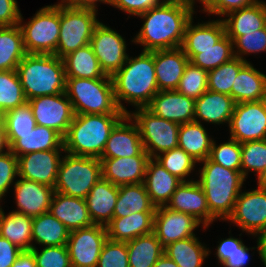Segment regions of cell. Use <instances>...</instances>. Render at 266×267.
<instances>
[{"instance_id":"1","label":"cell","mask_w":266,"mask_h":267,"mask_svg":"<svg viewBox=\"0 0 266 267\" xmlns=\"http://www.w3.org/2000/svg\"><path fill=\"white\" fill-rule=\"evenodd\" d=\"M196 3L166 2L137 16L143 22L131 42L142 51L174 49L182 46L188 22L196 14Z\"/></svg>"},{"instance_id":"2","label":"cell","mask_w":266,"mask_h":267,"mask_svg":"<svg viewBox=\"0 0 266 267\" xmlns=\"http://www.w3.org/2000/svg\"><path fill=\"white\" fill-rule=\"evenodd\" d=\"M117 105L125 114L127 104L146 108L158 93L154 66V51H141L135 57L129 56L125 64L112 76Z\"/></svg>"},{"instance_id":"3","label":"cell","mask_w":266,"mask_h":267,"mask_svg":"<svg viewBox=\"0 0 266 267\" xmlns=\"http://www.w3.org/2000/svg\"><path fill=\"white\" fill-rule=\"evenodd\" d=\"M199 163L203 166L199 168L196 180L204 191L210 213L217 220L226 221L246 179L241 172L224 168L209 158Z\"/></svg>"},{"instance_id":"4","label":"cell","mask_w":266,"mask_h":267,"mask_svg":"<svg viewBox=\"0 0 266 267\" xmlns=\"http://www.w3.org/2000/svg\"><path fill=\"white\" fill-rule=\"evenodd\" d=\"M16 72L27 101L66 90L63 60L54 54H26Z\"/></svg>"},{"instance_id":"5","label":"cell","mask_w":266,"mask_h":267,"mask_svg":"<svg viewBox=\"0 0 266 267\" xmlns=\"http://www.w3.org/2000/svg\"><path fill=\"white\" fill-rule=\"evenodd\" d=\"M125 115L75 114L64 137V150L76 156L100 158L115 125Z\"/></svg>"},{"instance_id":"6","label":"cell","mask_w":266,"mask_h":267,"mask_svg":"<svg viewBox=\"0 0 266 267\" xmlns=\"http://www.w3.org/2000/svg\"><path fill=\"white\" fill-rule=\"evenodd\" d=\"M65 93L74 114L126 115L117 105L111 76L96 79L66 77Z\"/></svg>"},{"instance_id":"7","label":"cell","mask_w":266,"mask_h":267,"mask_svg":"<svg viewBox=\"0 0 266 267\" xmlns=\"http://www.w3.org/2000/svg\"><path fill=\"white\" fill-rule=\"evenodd\" d=\"M102 178L101 161L97 157L63 154L54 191L85 199Z\"/></svg>"},{"instance_id":"8","label":"cell","mask_w":266,"mask_h":267,"mask_svg":"<svg viewBox=\"0 0 266 267\" xmlns=\"http://www.w3.org/2000/svg\"><path fill=\"white\" fill-rule=\"evenodd\" d=\"M33 15L27 23L22 14L19 20L25 52L55 54L60 31V2L46 5Z\"/></svg>"},{"instance_id":"9","label":"cell","mask_w":266,"mask_h":267,"mask_svg":"<svg viewBox=\"0 0 266 267\" xmlns=\"http://www.w3.org/2000/svg\"><path fill=\"white\" fill-rule=\"evenodd\" d=\"M97 11L75 8L60 1V31L56 48L59 58L90 43L94 29L100 23Z\"/></svg>"},{"instance_id":"10","label":"cell","mask_w":266,"mask_h":267,"mask_svg":"<svg viewBox=\"0 0 266 267\" xmlns=\"http://www.w3.org/2000/svg\"><path fill=\"white\" fill-rule=\"evenodd\" d=\"M128 115L137 125L144 150L150 158L178 147L180 124L158 117L147 108H136Z\"/></svg>"},{"instance_id":"11","label":"cell","mask_w":266,"mask_h":267,"mask_svg":"<svg viewBox=\"0 0 266 267\" xmlns=\"http://www.w3.org/2000/svg\"><path fill=\"white\" fill-rule=\"evenodd\" d=\"M227 221L245 234L261 237L266 231V185L257 184L256 189L241 191Z\"/></svg>"},{"instance_id":"12","label":"cell","mask_w":266,"mask_h":267,"mask_svg":"<svg viewBox=\"0 0 266 267\" xmlns=\"http://www.w3.org/2000/svg\"><path fill=\"white\" fill-rule=\"evenodd\" d=\"M228 128L240 144L266 139V99L236 103Z\"/></svg>"},{"instance_id":"13","label":"cell","mask_w":266,"mask_h":267,"mask_svg":"<svg viewBox=\"0 0 266 267\" xmlns=\"http://www.w3.org/2000/svg\"><path fill=\"white\" fill-rule=\"evenodd\" d=\"M125 37L100 22L94 29L90 46L105 75L113 76L126 62L129 55Z\"/></svg>"},{"instance_id":"14","label":"cell","mask_w":266,"mask_h":267,"mask_svg":"<svg viewBox=\"0 0 266 267\" xmlns=\"http://www.w3.org/2000/svg\"><path fill=\"white\" fill-rule=\"evenodd\" d=\"M107 239L106 226L103 225L93 224L70 231L66 246L72 267H97Z\"/></svg>"},{"instance_id":"15","label":"cell","mask_w":266,"mask_h":267,"mask_svg":"<svg viewBox=\"0 0 266 267\" xmlns=\"http://www.w3.org/2000/svg\"><path fill=\"white\" fill-rule=\"evenodd\" d=\"M28 103L37 125L51 128L65 137L75 115L65 92L35 97Z\"/></svg>"},{"instance_id":"16","label":"cell","mask_w":266,"mask_h":267,"mask_svg":"<svg viewBox=\"0 0 266 267\" xmlns=\"http://www.w3.org/2000/svg\"><path fill=\"white\" fill-rule=\"evenodd\" d=\"M200 225L201 223L191 215L159 206L154 214L153 233L165 247L175 241L196 236L194 231Z\"/></svg>"},{"instance_id":"17","label":"cell","mask_w":266,"mask_h":267,"mask_svg":"<svg viewBox=\"0 0 266 267\" xmlns=\"http://www.w3.org/2000/svg\"><path fill=\"white\" fill-rule=\"evenodd\" d=\"M64 153L46 150L18 156L19 177L54 188Z\"/></svg>"},{"instance_id":"18","label":"cell","mask_w":266,"mask_h":267,"mask_svg":"<svg viewBox=\"0 0 266 267\" xmlns=\"http://www.w3.org/2000/svg\"><path fill=\"white\" fill-rule=\"evenodd\" d=\"M166 207L193 216L202 224L200 227L204 230L217 221L210 213L206 196L197 180L182 182L172 194Z\"/></svg>"},{"instance_id":"19","label":"cell","mask_w":266,"mask_h":267,"mask_svg":"<svg viewBox=\"0 0 266 267\" xmlns=\"http://www.w3.org/2000/svg\"><path fill=\"white\" fill-rule=\"evenodd\" d=\"M144 150L137 125L126 114L113 128L99 159L129 158Z\"/></svg>"},{"instance_id":"20","label":"cell","mask_w":266,"mask_h":267,"mask_svg":"<svg viewBox=\"0 0 266 267\" xmlns=\"http://www.w3.org/2000/svg\"><path fill=\"white\" fill-rule=\"evenodd\" d=\"M149 159L145 150L129 158L100 159L102 178L117 186L143 183Z\"/></svg>"},{"instance_id":"21","label":"cell","mask_w":266,"mask_h":267,"mask_svg":"<svg viewBox=\"0 0 266 267\" xmlns=\"http://www.w3.org/2000/svg\"><path fill=\"white\" fill-rule=\"evenodd\" d=\"M17 213L36 217L49 212L54 188L21 177L13 186Z\"/></svg>"},{"instance_id":"22","label":"cell","mask_w":266,"mask_h":267,"mask_svg":"<svg viewBox=\"0 0 266 267\" xmlns=\"http://www.w3.org/2000/svg\"><path fill=\"white\" fill-rule=\"evenodd\" d=\"M146 108L154 115L178 124L194 121L195 100L177 90L158 91Z\"/></svg>"},{"instance_id":"23","label":"cell","mask_w":266,"mask_h":267,"mask_svg":"<svg viewBox=\"0 0 266 267\" xmlns=\"http://www.w3.org/2000/svg\"><path fill=\"white\" fill-rule=\"evenodd\" d=\"M189 58L181 47L154 51V66L159 91L176 90Z\"/></svg>"},{"instance_id":"24","label":"cell","mask_w":266,"mask_h":267,"mask_svg":"<svg viewBox=\"0 0 266 267\" xmlns=\"http://www.w3.org/2000/svg\"><path fill=\"white\" fill-rule=\"evenodd\" d=\"M235 105L236 102L230 95L207 90L195 100L194 121L229 126Z\"/></svg>"},{"instance_id":"25","label":"cell","mask_w":266,"mask_h":267,"mask_svg":"<svg viewBox=\"0 0 266 267\" xmlns=\"http://www.w3.org/2000/svg\"><path fill=\"white\" fill-rule=\"evenodd\" d=\"M49 212L69 231L93 225L85 199L53 193Z\"/></svg>"},{"instance_id":"26","label":"cell","mask_w":266,"mask_h":267,"mask_svg":"<svg viewBox=\"0 0 266 267\" xmlns=\"http://www.w3.org/2000/svg\"><path fill=\"white\" fill-rule=\"evenodd\" d=\"M10 151L15 156L46 150H64V138L55 130L36 125L33 131L19 134V138H7Z\"/></svg>"},{"instance_id":"27","label":"cell","mask_w":266,"mask_h":267,"mask_svg":"<svg viewBox=\"0 0 266 267\" xmlns=\"http://www.w3.org/2000/svg\"><path fill=\"white\" fill-rule=\"evenodd\" d=\"M119 186L101 178L85 197L93 224L106 226L113 218Z\"/></svg>"},{"instance_id":"28","label":"cell","mask_w":266,"mask_h":267,"mask_svg":"<svg viewBox=\"0 0 266 267\" xmlns=\"http://www.w3.org/2000/svg\"><path fill=\"white\" fill-rule=\"evenodd\" d=\"M181 183L180 179L169 173L154 158L148 160L143 184L156 207L166 206Z\"/></svg>"},{"instance_id":"29","label":"cell","mask_w":266,"mask_h":267,"mask_svg":"<svg viewBox=\"0 0 266 267\" xmlns=\"http://www.w3.org/2000/svg\"><path fill=\"white\" fill-rule=\"evenodd\" d=\"M225 34L234 41L238 36L251 33L266 27V2L230 12L222 18Z\"/></svg>"},{"instance_id":"30","label":"cell","mask_w":266,"mask_h":267,"mask_svg":"<svg viewBox=\"0 0 266 267\" xmlns=\"http://www.w3.org/2000/svg\"><path fill=\"white\" fill-rule=\"evenodd\" d=\"M155 212H135L125 217H113L106 225L109 240L128 242L153 232Z\"/></svg>"},{"instance_id":"31","label":"cell","mask_w":266,"mask_h":267,"mask_svg":"<svg viewBox=\"0 0 266 267\" xmlns=\"http://www.w3.org/2000/svg\"><path fill=\"white\" fill-rule=\"evenodd\" d=\"M231 97L236 103L266 99V74L247 62L237 74L231 88Z\"/></svg>"},{"instance_id":"32","label":"cell","mask_w":266,"mask_h":267,"mask_svg":"<svg viewBox=\"0 0 266 267\" xmlns=\"http://www.w3.org/2000/svg\"><path fill=\"white\" fill-rule=\"evenodd\" d=\"M213 139L205 126L199 122L180 124L178 147L188 153L198 164L209 158Z\"/></svg>"},{"instance_id":"33","label":"cell","mask_w":266,"mask_h":267,"mask_svg":"<svg viewBox=\"0 0 266 267\" xmlns=\"http://www.w3.org/2000/svg\"><path fill=\"white\" fill-rule=\"evenodd\" d=\"M32 221V217L14 211L5 214L0 204V236L22 250L32 249Z\"/></svg>"},{"instance_id":"34","label":"cell","mask_w":266,"mask_h":267,"mask_svg":"<svg viewBox=\"0 0 266 267\" xmlns=\"http://www.w3.org/2000/svg\"><path fill=\"white\" fill-rule=\"evenodd\" d=\"M164 254L179 267H203L211 250L204 242L199 241V237L192 236L165 246Z\"/></svg>"},{"instance_id":"35","label":"cell","mask_w":266,"mask_h":267,"mask_svg":"<svg viewBox=\"0 0 266 267\" xmlns=\"http://www.w3.org/2000/svg\"><path fill=\"white\" fill-rule=\"evenodd\" d=\"M192 18L185 29L182 49H207L225 35V26L222 19L202 23H194ZM194 23V24H193Z\"/></svg>"},{"instance_id":"36","label":"cell","mask_w":266,"mask_h":267,"mask_svg":"<svg viewBox=\"0 0 266 267\" xmlns=\"http://www.w3.org/2000/svg\"><path fill=\"white\" fill-rule=\"evenodd\" d=\"M69 232L66 226L50 212L33 217L32 248L36 245L42 247L66 245Z\"/></svg>"},{"instance_id":"37","label":"cell","mask_w":266,"mask_h":267,"mask_svg":"<svg viewBox=\"0 0 266 267\" xmlns=\"http://www.w3.org/2000/svg\"><path fill=\"white\" fill-rule=\"evenodd\" d=\"M156 206L152 203L143 183L119 186L113 217H125L132 213L155 212Z\"/></svg>"},{"instance_id":"38","label":"cell","mask_w":266,"mask_h":267,"mask_svg":"<svg viewBox=\"0 0 266 267\" xmlns=\"http://www.w3.org/2000/svg\"><path fill=\"white\" fill-rule=\"evenodd\" d=\"M62 60L66 77L96 79L105 76L90 44L78 48Z\"/></svg>"},{"instance_id":"39","label":"cell","mask_w":266,"mask_h":267,"mask_svg":"<svg viewBox=\"0 0 266 267\" xmlns=\"http://www.w3.org/2000/svg\"><path fill=\"white\" fill-rule=\"evenodd\" d=\"M189 61L206 71L216 69L234 58L233 41L225 34L214 46L207 49H183Z\"/></svg>"},{"instance_id":"40","label":"cell","mask_w":266,"mask_h":267,"mask_svg":"<svg viewBox=\"0 0 266 267\" xmlns=\"http://www.w3.org/2000/svg\"><path fill=\"white\" fill-rule=\"evenodd\" d=\"M26 54L19 24L0 27V71L16 70Z\"/></svg>"},{"instance_id":"41","label":"cell","mask_w":266,"mask_h":267,"mask_svg":"<svg viewBox=\"0 0 266 267\" xmlns=\"http://www.w3.org/2000/svg\"><path fill=\"white\" fill-rule=\"evenodd\" d=\"M129 267H153L164 254V247L152 232L126 242Z\"/></svg>"},{"instance_id":"42","label":"cell","mask_w":266,"mask_h":267,"mask_svg":"<svg viewBox=\"0 0 266 267\" xmlns=\"http://www.w3.org/2000/svg\"><path fill=\"white\" fill-rule=\"evenodd\" d=\"M26 102L16 70L0 71V116Z\"/></svg>"},{"instance_id":"43","label":"cell","mask_w":266,"mask_h":267,"mask_svg":"<svg viewBox=\"0 0 266 267\" xmlns=\"http://www.w3.org/2000/svg\"><path fill=\"white\" fill-rule=\"evenodd\" d=\"M154 159L182 182L193 181V179L188 177L195 171L196 164L198 163L180 147L164 151L154 157ZM186 178L188 179L186 180Z\"/></svg>"},{"instance_id":"44","label":"cell","mask_w":266,"mask_h":267,"mask_svg":"<svg viewBox=\"0 0 266 267\" xmlns=\"http://www.w3.org/2000/svg\"><path fill=\"white\" fill-rule=\"evenodd\" d=\"M246 63L242 59L234 57L216 69L208 71V90L231 96L233 82Z\"/></svg>"},{"instance_id":"45","label":"cell","mask_w":266,"mask_h":267,"mask_svg":"<svg viewBox=\"0 0 266 267\" xmlns=\"http://www.w3.org/2000/svg\"><path fill=\"white\" fill-rule=\"evenodd\" d=\"M7 138H19V134L33 131L37 125L28 102L0 116Z\"/></svg>"},{"instance_id":"46","label":"cell","mask_w":266,"mask_h":267,"mask_svg":"<svg viewBox=\"0 0 266 267\" xmlns=\"http://www.w3.org/2000/svg\"><path fill=\"white\" fill-rule=\"evenodd\" d=\"M241 173L248 178L249 172L258 177L266 166V139L241 143Z\"/></svg>"},{"instance_id":"47","label":"cell","mask_w":266,"mask_h":267,"mask_svg":"<svg viewBox=\"0 0 266 267\" xmlns=\"http://www.w3.org/2000/svg\"><path fill=\"white\" fill-rule=\"evenodd\" d=\"M208 71L193 65L190 61L185 67L177 91L196 100L208 90Z\"/></svg>"},{"instance_id":"48","label":"cell","mask_w":266,"mask_h":267,"mask_svg":"<svg viewBox=\"0 0 266 267\" xmlns=\"http://www.w3.org/2000/svg\"><path fill=\"white\" fill-rule=\"evenodd\" d=\"M209 159L224 168L241 172V144L229 138L227 142L218 145L213 139Z\"/></svg>"},{"instance_id":"49","label":"cell","mask_w":266,"mask_h":267,"mask_svg":"<svg viewBox=\"0 0 266 267\" xmlns=\"http://www.w3.org/2000/svg\"><path fill=\"white\" fill-rule=\"evenodd\" d=\"M266 52V27L251 33L238 36L233 41L234 57L240 58L245 62V56Z\"/></svg>"},{"instance_id":"50","label":"cell","mask_w":266,"mask_h":267,"mask_svg":"<svg viewBox=\"0 0 266 267\" xmlns=\"http://www.w3.org/2000/svg\"><path fill=\"white\" fill-rule=\"evenodd\" d=\"M31 251L37 267H72L66 245L34 247Z\"/></svg>"},{"instance_id":"51","label":"cell","mask_w":266,"mask_h":267,"mask_svg":"<svg viewBox=\"0 0 266 267\" xmlns=\"http://www.w3.org/2000/svg\"><path fill=\"white\" fill-rule=\"evenodd\" d=\"M97 267H129L126 242L107 239L102 247Z\"/></svg>"},{"instance_id":"52","label":"cell","mask_w":266,"mask_h":267,"mask_svg":"<svg viewBox=\"0 0 266 267\" xmlns=\"http://www.w3.org/2000/svg\"><path fill=\"white\" fill-rule=\"evenodd\" d=\"M19 177L18 157L10 150L0 154V203Z\"/></svg>"},{"instance_id":"53","label":"cell","mask_w":266,"mask_h":267,"mask_svg":"<svg viewBox=\"0 0 266 267\" xmlns=\"http://www.w3.org/2000/svg\"><path fill=\"white\" fill-rule=\"evenodd\" d=\"M259 1L260 0H199V4L201 3L203 7L201 12L207 13L208 16L213 15L214 17L215 15L222 19V17L232 11L252 6Z\"/></svg>"},{"instance_id":"54","label":"cell","mask_w":266,"mask_h":267,"mask_svg":"<svg viewBox=\"0 0 266 267\" xmlns=\"http://www.w3.org/2000/svg\"><path fill=\"white\" fill-rule=\"evenodd\" d=\"M164 0H112L111 5L127 15L138 16L158 7Z\"/></svg>"},{"instance_id":"55","label":"cell","mask_w":266,"mask_h":267,"mask_svg":"<svg viewBox=\"0 0 266 267\" xmlns=\"http://www.w3.org/2000/svg\"><path fill=\"white\" fill-rule=\"evenodd\" d=\"M17 0H0V27L19 24L21 11Z\"/></svg>"},{"instance_id":"56","label":"cell","mask_w":266,"mask_h":267,"mask_svg":"<svg viewBox=\"0 0 266 267\" xmlns=\"http://www.w3.org/2000/svg\"><path fill=\"white\" fill-rule=\"evenodd\" d=\"M257 247H247L245 243H243L240 247L237 248L229 257L227 260L221 265L223 267H245L246 264H248L250 260V254L249 251L256 250L258 251V254H260V243L259 238L257 237Z\"/></svg>"},{"instance_id":"57","label":"cell","mask_w":266,"mask_h":267,"mask_svg":"<svg viewBox=\"0 0 266 267\" xmlns=\"http://www.w3.org/2000/svg\"><path fill=\"white\" fill-rule=\"evenodd\" d=\"M217 248L215 249V257L218 259V264H223L229 255H231L235 250H237L238 247H240L243 244V240L241 238H236L229 236L228 238H221L220 241H218Z\"/></svg>"},{"instance_id":"58","label":"cell","mask_w":266,"mask_h":267,"mask_svg":"<svg viewBox=\"0 0 266 267\" xmlns=\"http://www.w3.org/2000/svg\"><path fill=\"white\" fill-rule=\"evenodd\" d=\"M23 250L0 236V267H11Z\"/></svg>"},{"instance_id":"59","label":"cell","mask_w":266,"mask_h":267,"mask_svg":"<svg viewBox=\"0 0 266 267\" xmlns=\"http://www.w3.org/2000/svg\"><path fill=\"white\" fill-rule=\"evenodd\" d=\"M64 4L75 7V8H83V9H92L98 11V3L100 4H108L111 5L112 0H60Z\"/></svg>"},{"instance_id":"60","label":"cell","mask_w":266,"mask_h":267,"mask_svg":"<svg viewBox=\"0 0 266 267\" xmlns=\"http://www.w3.org/2000/svg\"><path fill=\"white\" fill-rule=\"evenodd\" d=\"M11 267H37L33 252L23 250Z\"/></svg>"},{"instance_id":"61","label":"cell","mask_w":266,"mask_h":267,"mask_svg":"<svg viewBox=\"0 0 266 267\" xmlns=\"http://www.w3.org/2000/svg\"><path fill=\"white\" fill-rule=\"evenodd\" d=\"M10 150L4 124L0 118V154Z\"/></svg>"},{"instance_id":"62","label":"cell","mask_w":266,"mask_h":267,"mask_svg":"<svg viewBox=\"0 0 266 267\" xmlns=\"http://www.w3.org/2000/svg\"><path fill=\"white\" fill-rule=\"evenodd\" d=\"M153 267H179L172 259L163 254Z\"/></svg>"},{"instance_id":"63","label":"cell","mask_w":266,"mask_h":267,"mask_svg":"<svg viewBox=\"0 0 266 267\" xmlns=\"http://www.w3.org/2000/svg\"><path fill=\"white\" fill-rule=\"evenodd\" d=\"M260 243V260L263 265L266 267V241H259Z\"/></svg>"},{"instance_id":"64","label":"cell","mask_w":266,"mask_h":267,"mask_svg":"<svg viewBox=\"0 0 266 267\" xmlns=\"http://www.w3.org/2000/svg\"><path fill=\"white\" fill-rule=\"evenodd\" d=\"M257 183L259 185H266V166L264 171L257 177Z\"/></svg>"},{"instance_id":"65","label":"cell","mask_w":266,"mask_h":267,"mask_svg":"<svg viewBox=\"0 0 266 267\" xmlns=\"http://www.w3.org/2000/svg\"><path fill=\"white\" fill-rule=\"evenodd\" d=\"M166 2H182V3H196L199 2V0H164Z\"/></svg>"},{"instance_id":"66","label":"cell","mask_w":266,"mask_h":267,"mask_svg":"<svg viewBox=\"0 0 266 267\" xmlns=\"http://www.w3.org/2000/svg\"><path fill=\"white\" fill-rule=\"evenodd\" d=\"M259 241H266V231L261 235V237H258Z\"/></svg>"}]
</instances>
